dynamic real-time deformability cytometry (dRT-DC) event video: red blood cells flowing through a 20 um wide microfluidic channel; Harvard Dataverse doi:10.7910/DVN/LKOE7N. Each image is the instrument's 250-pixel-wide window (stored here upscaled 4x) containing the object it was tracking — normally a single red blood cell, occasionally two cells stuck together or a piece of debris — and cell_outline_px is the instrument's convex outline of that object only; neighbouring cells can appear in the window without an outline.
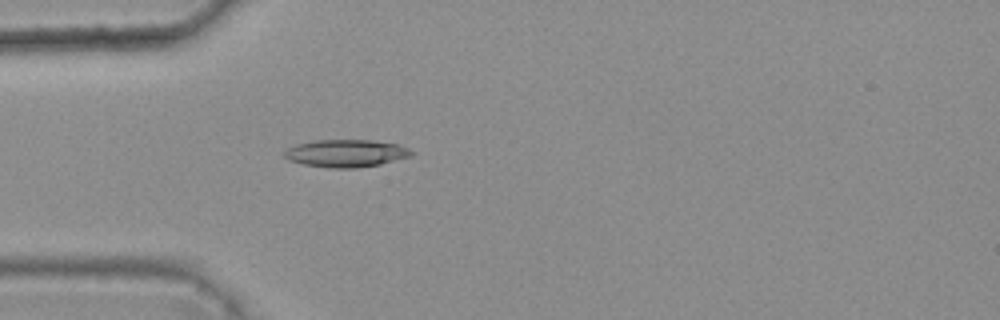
{"species": "common noctule bat (a hibernating species)", "species_latin": "Nyctalus noctula", "temperature_condition": "warm", "stored_images_in_passage": 4, "camera_frame_rate_fps": 3000, "um_per_image_px": 0.085, "animal": {"sex": "female", "body_mass_g": 25.1}, "frame": {"image": 1, "passage_image": 4, "time_ms": 1.0, "image_size_px": [1000, 320], "cell_outline_px": [[416, 152], [412, 156], [380, 164], [356, 168], [328, 168], [304, 164], [288, 160], [280, 152], [296, 144], [316, 140], [372, 140], [396, 144], [408, 148]], "centroid_in_image_um": [29.4, 13.03], "position_along_channel_um": 55.6, "area_um2": 20.52}}